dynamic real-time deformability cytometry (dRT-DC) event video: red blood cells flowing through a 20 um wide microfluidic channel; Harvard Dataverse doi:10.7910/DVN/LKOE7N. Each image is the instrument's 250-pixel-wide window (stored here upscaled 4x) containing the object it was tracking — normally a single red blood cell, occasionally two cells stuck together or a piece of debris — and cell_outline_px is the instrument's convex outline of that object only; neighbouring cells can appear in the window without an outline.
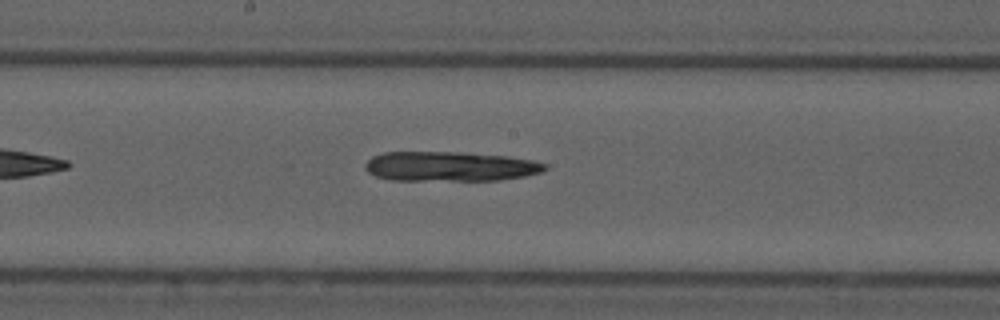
{"species": "common noctule bat (a hibernating species)", "species_latin": "Nyctalus noctula", "temperature_condition": "cold", "stored_images_in_passage": 36, "camera_frame_rate_fps": 3000, "um_per_image_px": 0.085, "animal": {"sex": "male", "forearm_length_mm": 52.5}, "frame": {"image": 1, "passage_image": 12, "time_ms": 3.667, "image_size_px": [1000, 320], "cell_outline_px": [[548, 168], [540, 172], [524, 176], [500, 180], [388, 180], [376, 176], [368, 172], [364, 168], [364, 164], [372, 156], [384, 152], [456, 152], [508, 156], [532, 160], [548, 164]], "centroid_in_image_um": [38.23, 14.14], "position_along_channel_um": 210.0, "area_um2": 31.21}}
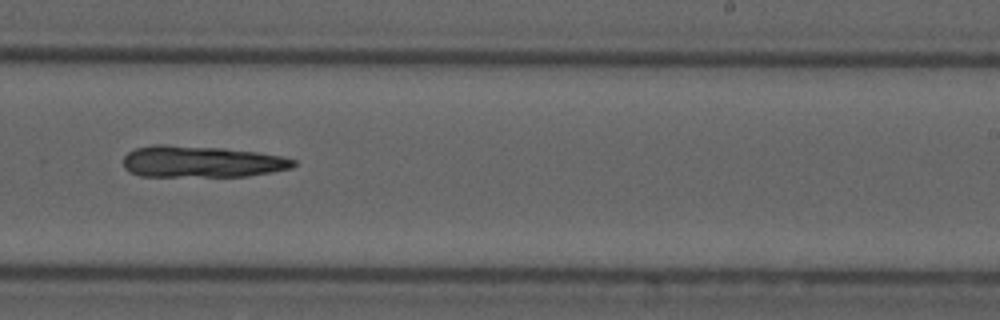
{"frame": {"image": 2, "passage_image": 17, "time_ms": 5.333, "image_size_px": [1000, 320], "cell_outline_px": [[296, 164], [292, 168], [272, 172], [248, 176], [140, 176], [128, 172], [124, 168], [124, 156], [128, 152], [136, 148], [152, 144], [164, 144], [224, 148], [256, 152], [280, 156], [296, 160]], "centroid_in_image_um": [17.1, 13.74], "position_along_channel_um": 271.9, "area_um2": 31.44}}
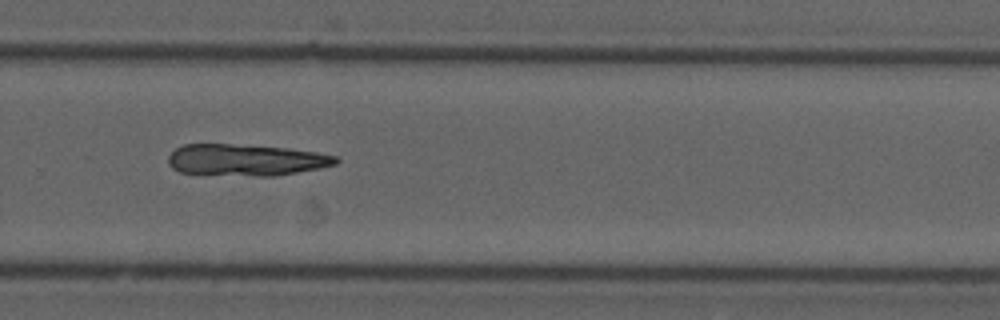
{"frame": {"image": 3, "passage_image": 20, "time_ms": 6.333, "image_size_px": [1000, 320], "cell_outline_px": [[340, 160], [336, 164], [320, 168], [272, 176], [256, 176], [180, 172], [172, 168], [168, 164], [168, 156], [176, 148], [184, 144], [228, 144], [288, 148], [316, 152], [336, 156]], "centroid_in_image_um": [20.9, 13.59], "position_along_channel_um": 308.9, "area_um2": 30.58}}